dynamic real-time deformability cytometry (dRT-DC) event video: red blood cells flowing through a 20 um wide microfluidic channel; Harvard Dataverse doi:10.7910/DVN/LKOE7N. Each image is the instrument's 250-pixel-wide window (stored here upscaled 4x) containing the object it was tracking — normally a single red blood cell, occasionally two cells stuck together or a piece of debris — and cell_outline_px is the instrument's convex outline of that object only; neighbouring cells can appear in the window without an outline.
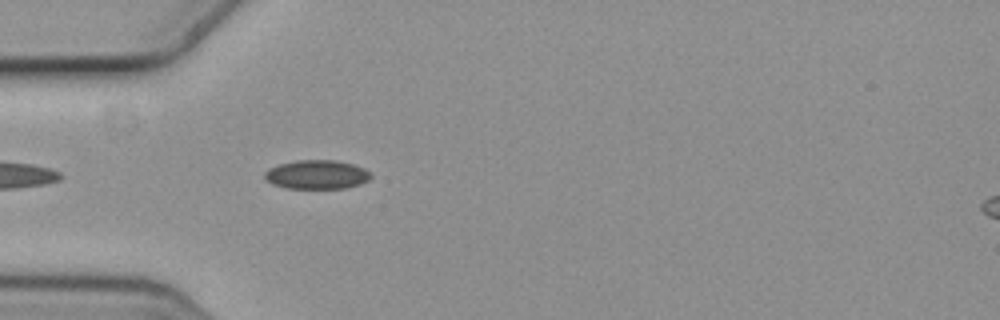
{"species": "common noctule bat (a hibernating species)", "species_latin": "Nyctalus noctula", "temperature_condition": "cold", "stored_images_in_passage": 2, "camera_frame_rate_fps": 3000, "um_per_image_px": 0.085, "animal": {"sex": "female", "body_mass_g": 19.3, "forearm_length_mm": 54.1}, "frame": {"image": 1, "passage_image": 2, "time_ms": 0.333, "image_size_px": [1000, 320], "cell_outline_px": [[372, 176], [368, 180], [360, 184], [344, 188], [288, 188], [272, 184], [264, 180], [264, 172], [268, 168], [280, 164], [296, 160], [336, 160], [352, 164], [364, 168]], "centroid_in_image_um": [26.89, 14.83], "position_along_channel_um": 58.1, "area_um2": 17.92}}